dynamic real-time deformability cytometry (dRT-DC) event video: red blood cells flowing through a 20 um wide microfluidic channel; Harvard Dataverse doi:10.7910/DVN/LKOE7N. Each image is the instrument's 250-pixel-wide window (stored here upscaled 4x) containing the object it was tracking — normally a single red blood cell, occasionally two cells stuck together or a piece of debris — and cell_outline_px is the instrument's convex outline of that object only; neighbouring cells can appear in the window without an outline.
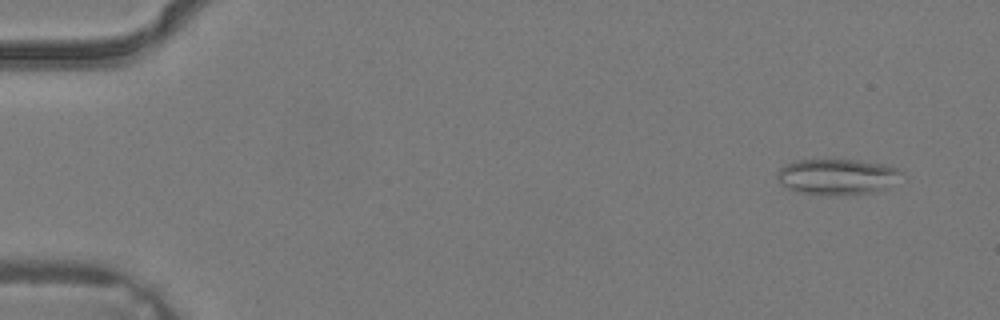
{"species": "common noctule bat (a hibernating species)", "species_latin": "Nyctalus noctula", "temperature_condition": "warm", "stored_images_in_passage": 3, "camera_frame_rate_fps": 3000, "um_per_image_px": 0.085, "animal": {"sex": "male", "body_mass_g": 19.2, "forearm_length_mm": 51.8}, "frame": {"image": 1, "passage_image": 1, "time_ms": 0.0, "image_size_px": [1000, 320], "cell_outline_px": [[904, 172], [884, 188], [876, 192], [836, 196], [796, 192], [780, 184], [776, 180], [776, 172], [784, 164], [796, 160], [856, 160], [892, 164]], "centroid_in_image_um": [71.11, 15.01], "position_along_channel_um": 13.9, "area_um2": 26.3}}
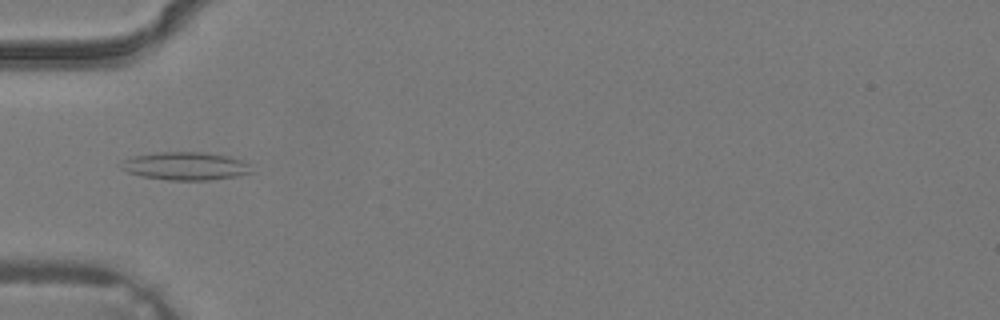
{"frame": {"image": 2, "passage_image": 3, "time_ms": 0.667, "image_size_px": [1000, 320], "cell_outline_px": [[252, 172], [236, 176], [208, 180], [168, 180], [144, 176], [128, 172], [120, 168], [124, 160], [132, 156], [156, 152], [204, 152], [228, 156], [240, 160], [248, 164]], "centroid_in_image_um": [15.74, 14.11], "position_along_channel_um": 69.3, "area_um2": 21.04}}